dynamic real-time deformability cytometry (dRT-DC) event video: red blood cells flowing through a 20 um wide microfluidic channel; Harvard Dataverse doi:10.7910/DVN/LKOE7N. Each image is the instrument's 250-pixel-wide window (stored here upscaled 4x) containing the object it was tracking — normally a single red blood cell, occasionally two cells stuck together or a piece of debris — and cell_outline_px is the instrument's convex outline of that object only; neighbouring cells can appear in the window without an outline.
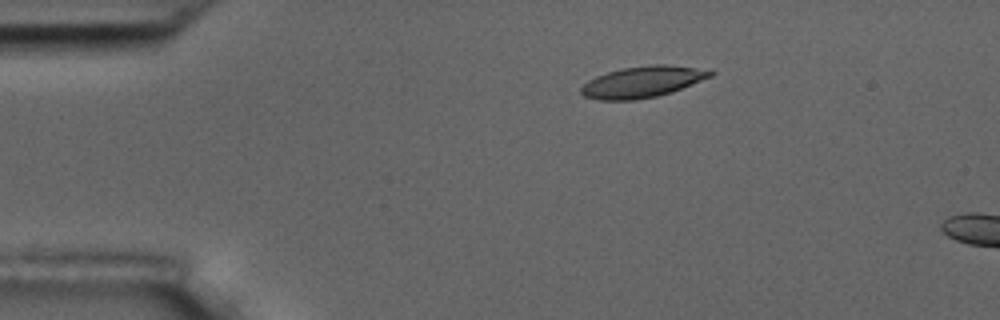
{"species": "common noctule bat (a hibernating species)", "species_latin": "Nyctalus noctula", "temperature_condition": "room temperature", "stored_images_in_passage": 4, "camera_frame_rate_fps": 3000, "um_per_image_px": 0.085, "animal": {"sex": "male", "body_mass_g": 17.5, "forearm_length_mm": 52.3}, "frame": {"image": 1, "passage_image": 3, "time_ms": 2.667, "image_size_px": [1000, 320], "cell_outline_px": [[716, 72], [712, 76], [672, 92], [656, 96], [632, 100], [600, 100], [584, 96], [580, 92], [580, 88], [588, 80], [596, 76], [608, 72], [624, 68], [652, 64], [664, 64], [712, 68]], "centroid_in_image_um": [54.68, 6.94], "position_along_channel_um": 30.3, "area_um2": 23.76}}